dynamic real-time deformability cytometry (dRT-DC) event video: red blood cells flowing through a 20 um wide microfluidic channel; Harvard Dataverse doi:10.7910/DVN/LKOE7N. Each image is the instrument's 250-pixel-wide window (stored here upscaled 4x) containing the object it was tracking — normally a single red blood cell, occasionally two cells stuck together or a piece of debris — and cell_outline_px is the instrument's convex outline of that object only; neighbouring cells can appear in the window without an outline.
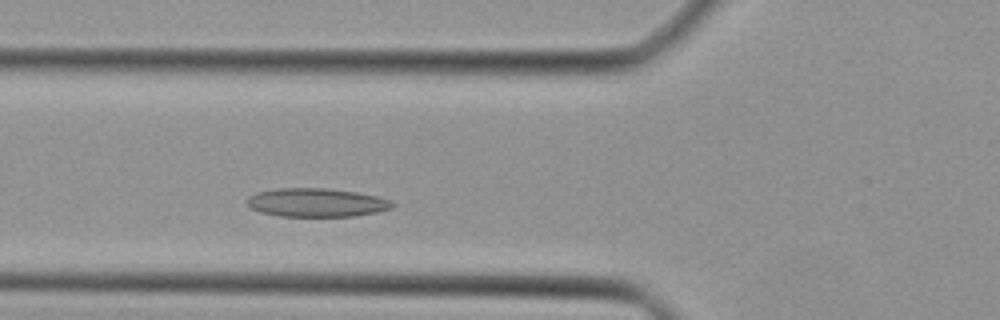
{"species": "Egyptian fruit bat (a non-hibernating species)", "species_latin": "Rousettus aegyptiacus", "temperature_condition": "cold", "stored_images_in_passage": 36, "camera_frame_rate_fps": 3000, "um_per_image_px": 0.085, "animal": {"sex": "female"}, "frame": {"image": 1, "passage_image": 7, "time_ms": 2.0, "image_size_px": [1000, 320], "cell_outline_px": [[396, 204], [392, 208], [376, 212], [352, 216], [280, 216], [260, 212], [252, 208], [248, 204], [248, 196], [256, 192], [276, 188], [324, 188], [356, 192], [376, 196], [392, 200]], "centroid_in_image_um": [26.91, 17.21], "position_along_channel_um": 98.9, "area_um2": 24.16}}
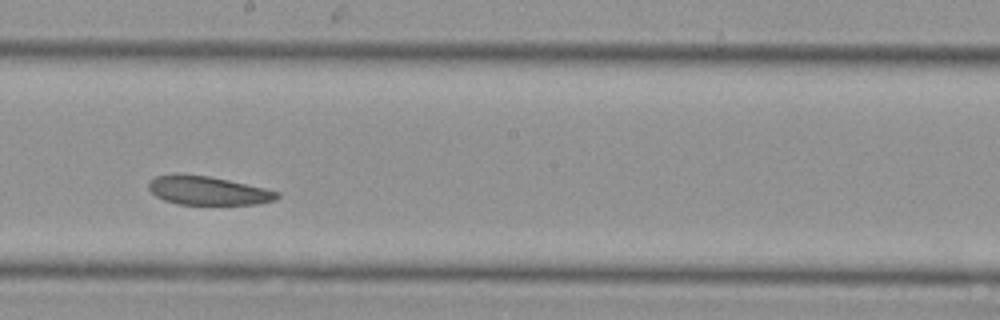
{"frame": {"image": 2, "passage_image": 16, "time_ms": 5.0, "image_size_px": [1000, 320], "cell_outline_px": [[280, 196], [276, 200], [256, 204], [176, 204], [164, 200], [156, 196], [148, 188], [148, 184], [156, 176], [208, 176], [228, 180], [264, 188], [280, 192]], "centroid_in_image_um": [17.73, 16.23], "position_along_channel_um": 230.5, "area_um2": 20.81}}
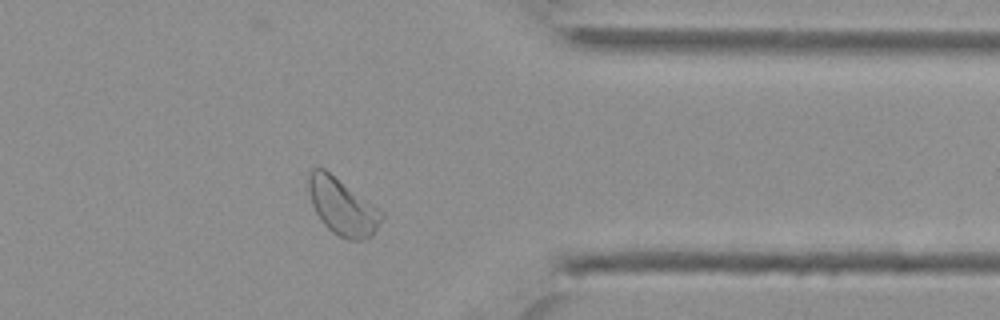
{"frame": {"image": 3, "passage_image": 27, "time_ms": 8.667, "image_size_px": [1000, 320], "cell_outline_px": [[384, 216], [372, 236], [364, 240], [348, 240], [332, 232], [320, 220], [312, 204], [308, 188], [308, 176], [312, 168], [324, 168], [384, 212]], "centroid_in_image_um": [29.1, 17.58], "position_along_channel_um": 382.3, "area_um2": 23.99}}